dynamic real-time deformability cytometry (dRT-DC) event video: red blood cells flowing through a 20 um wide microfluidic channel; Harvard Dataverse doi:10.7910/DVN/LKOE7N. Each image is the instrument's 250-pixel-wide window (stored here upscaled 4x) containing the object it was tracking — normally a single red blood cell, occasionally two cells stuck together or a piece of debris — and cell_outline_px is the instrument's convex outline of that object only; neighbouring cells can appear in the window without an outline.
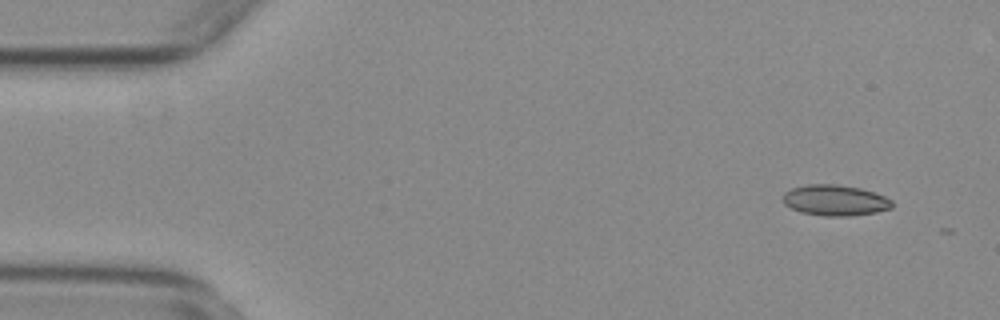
{"species": "common noctule bat (a hibernating species)", "species_latin": "Nyctalus noctula", "temperature_condition": "warm", "stored_images_in_passage": 2, "camera_frame_rate_fps": 3000, "um_per_image_px": 0.085, "animal": {"sex": "female", "body_mass_g": 29.2, "forearm_length_mm": 56.3}, "frame": {"image": 1, "passage_image": 1, "time_ms": 0.0, "image_size_px": [1000, 320], "cell_outline_px": [[892, 208], [876, 212], [848, 216], [824, 216], [800, 212], [784, 204], [780, 196], [784, 192], [792, 188], [808, 184], [836, 184], [860, 188], [884, 196], [892, 200]], "centroid_in_image_um": [70.94, 17.02], "position_along_channel_um": 14.1, "area_um2": 19.65}}